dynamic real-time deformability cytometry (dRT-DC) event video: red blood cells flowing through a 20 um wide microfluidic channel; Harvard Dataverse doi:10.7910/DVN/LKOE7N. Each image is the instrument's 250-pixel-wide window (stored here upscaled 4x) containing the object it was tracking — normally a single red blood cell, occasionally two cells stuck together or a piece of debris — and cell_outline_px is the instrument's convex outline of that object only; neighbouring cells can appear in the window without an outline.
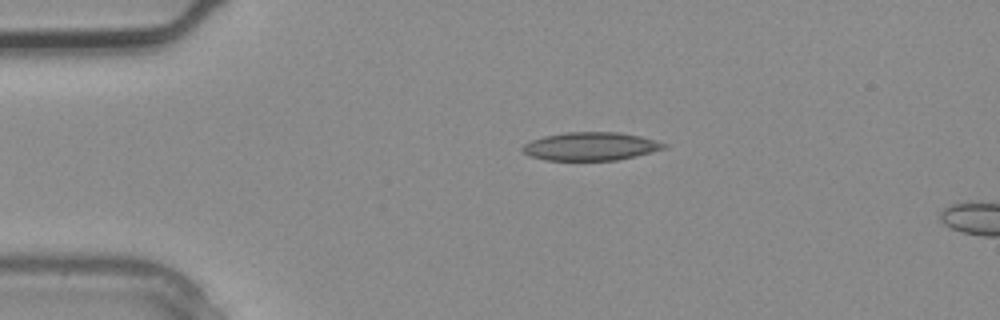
{"species": "common noctule bat (a hibernating species)", "species_latin": "Nyctalus noctula", "temperature_condition": "warm", "stored_images_in_passage": 4, "camera_frame_rate_fps": 3000, "um_per_image_px": 0.085, "animal": {"sex": "male", "body_mass_g": 20.4}, "frame": {"image": 1, "passage_image": 4, "time_ms": 1.0, "image_size_px": [1000, 320], "cell_outline_px": [[668, 148], [636, 156], [616, 160], [544, 160], [532, 156], [524, 152], [520, 148], [524, 144], [532, 140], [544, 136], [564, 132], [620, 132], [640, 136], [668, 144]], "centroid_in_image_um": [50.23, 12.43], "position_along_channel_um": 34.8, "area_um2": 23.29}}